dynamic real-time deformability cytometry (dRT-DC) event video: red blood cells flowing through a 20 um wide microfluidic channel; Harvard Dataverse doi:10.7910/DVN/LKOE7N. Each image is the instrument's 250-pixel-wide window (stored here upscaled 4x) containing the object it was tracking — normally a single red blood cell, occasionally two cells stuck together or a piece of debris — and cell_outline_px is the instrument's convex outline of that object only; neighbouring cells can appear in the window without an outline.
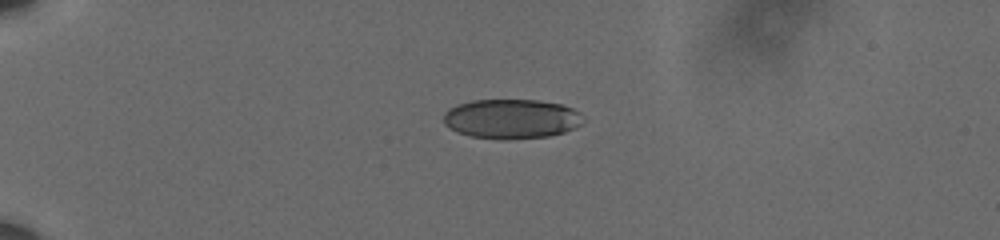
{"species": "human", "species_latin": "Homo sapiens", "temperature_condition": "cold", "stored_images_in_passage": 30, "camera_frame_rate_fps": 3000, "um_per_image_px": 0.085, "donor": {"sex": "male"}, "frame": {"image": 1, "passage_image": 1, "time_ms": 0.0, "image_size_px": [1000, 240], "cell_outline_px": [[584, 120], [576, 128], [564, 132], [548, 136], [504, 140], [500, 140], [468, 136], [456, 132], [444, 124], [444, 112], [448, 108], [456, 104], [472, 100], [536, 100], [560, 104], [572, 108], [580, 112]], "centroid_in_image_um": [43.44, 10.11], "position_along_channel_um": 41.6, "area_um2": 32.54}}
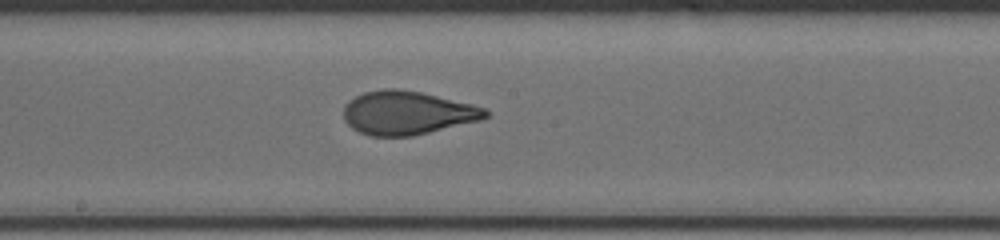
{"frame": {"image": 2, "passage_image": 13, "time_ms": 4.0, "image_size_px": [1000, 240], "cell_outline_px": [[488, 116], [480, 120], [412, 136], [372, 136], [360, 132], [352, 128], [344, 120], [344, 104], [348, 100], [364, 92], [384, 88], [396, 88], [420, 92], [472, 104], [484, 108], [488, 112]], "centroid_in_image_um": [34.58, 9.59], "position_along_channel_um": 213.6, "area_um2": 35.84}}
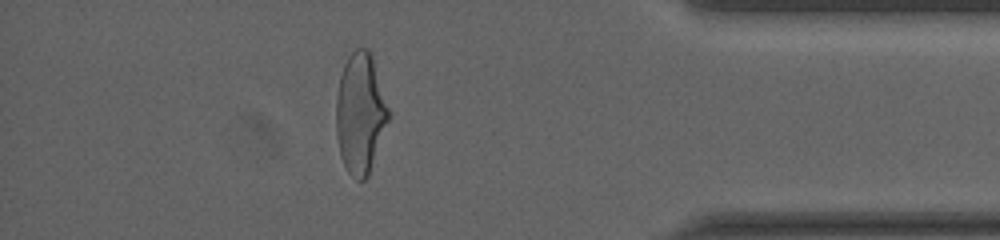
{"frame": {"image": 3, "passage_image": 26, "time_ms": 8.333, "image_size_px": [1000, 240], "cell_outline_px": [[388, 120], [368, 176], [364, 180], [356, 180], [348, 172], [340, 156], [336, 136], [336, 96], [340, 76], [344, 64], [348, 56], [356, 48], [368, 48], [372, 56], [388, 108]], "centroid_in_image_um": [30.59, 9.64], "position_along_channel_um": 404.6, "area_um2": 36.41}}